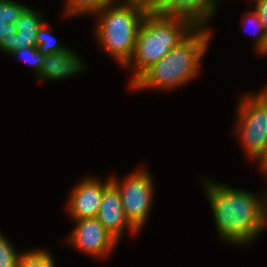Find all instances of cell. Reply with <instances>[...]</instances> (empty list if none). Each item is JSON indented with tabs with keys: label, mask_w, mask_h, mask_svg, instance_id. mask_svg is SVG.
I'll use <instances>...</instances> for the list:
<instances>
[{
	"label": "cell",
	"mask_w": 267,
	"mask_h": 267,
	"mask_svg": "<svg viewBox=\"0 0 267 267\" xmlns=\"http://www.w3.org/2000/svg\"><path fill=\"white\" fill-rule=\"evenodd\" d=\"M121 196L122 207L130 224L139 231L150 213L153 199V180L145 170H137L128 175L123 182L111 177Z\"/></svg>",
	"instance_id": "obj_6"
},
{
	"label": "cell",
	"mask_w": 267,
	"mask_h": 267,
	"mask_svg": "<svg viewBox=\"0 0 267 267\" xmlns=\"http://www.w3.org/2000/svg\"><path fill=\"white\" fill-rule=\"evenodd\" d=\"M54 258L44 250H31L21 253L18 267H54Z\"/></svg>",
	"instance_id": "obj_15"
},
{
	"label": "cell",
	"mask_w": 267,
	"mask_h": 267,
	"mask_svg": "<svg viewBox=\"0 0 267 267\" xmlns=\"http://www.w3.org/2000/svg\"><path fill=\"white\" fill-rule=\"evenodd\" d=\"M96 218L117 241L126 228L134 234L138 232L126 218L119 190L113 182L104 190Z\"/></svg>",
	"instance_id": "obj_10"
},
{
	"label": "cell",
	"mask_w": 267,
	"mask_h": 267,
	"mask_svg": "<svg viewBox=\"0 0 267 267\" xmlns=\"http://www.w3.org/2000/svg\"><path fill=\"white\" fill-rule=\"evenodd\" d=\"M242 99L238 105L236 132L249 157L256 160L267 143V103L258 94Z\"/></svg>",
	"instance_id": "obj_5"
},
{
	"label": "cell",
	"mask_w": 267,
	"mask_h": 267,
	"mask_svg": "<svg viewBox=\"0 0 267 267\" xmlns=\"http://www.w3.org/2000/svg\"><path fill=\"white\" fill-rule=\"evenodd\" d=\"M28 7L12 0H0V50L12 53L18 30L14 23Z\"/></svg>",
	"instance_id": "obj_12"
},
{
	"label": "cell",
	"mask_w": 267,
	"mask_h": 267,
	"mask_svg": "<svg viewBox=\"0 0 267 267\" xmlns=\"http://www.w3.org/2000/svg\"><path fill=\"white\" fill-rule=\"evenodd\" d=\"M205 187L221 238L240 245L258 237L267 225V191L265 197L259 198L223 183L205 181Z\"/></svg>",
	"instance_id": "obj_1"
},
{
	"label": "cell",
	"mask_w": 267,
	"mask_h": 267,
	"mask_svg": "<svg viewBox=\"0 0 267 267\" xmlns=\"http://www.w3.org/2000/svg\"><path fill=\"white\" fill-rule=\"evenodd\" d=\"M137 1L152 9L160 0H137Z\"/></svg>",
	"instance_id": "obj_22"
},
{
	"label": "cell",
	"mask_w": 267,
	"mask_h": 267,
	"mask_svg": "<svg viewBox=\"0 0 267 267\" xmlns=\"http://www.w3.org/2000/svg\"><path fill=\"white\" fill-rule=\"evenodd\" d=\"M244 16L245 17H243V20H245V22L247 21V23L251 25H254L256 28L255 29L256 33H260L256 39L255 48L257 49L259 53L265 54L266 44H267V31L264 28V25L262 24L261 20L259 19L258 14L254 10V11L249 12L247 15L244 14Z\"/></svg>",
	"instance_id": "obj_18"
},
{
	"label": "cell",
	"mask_w": 267,
	"mask_h": 267,
	"mask_svg": "<svg viewBox=\"0 0 267 267\" xmlns=\"http://www.w3.org/2000/svg\"><path fill=\"white\" fill-rule=\"evenodd\" d=\"M217 0H160L152 10L163 16L188 19L195 27H204L215 14Z\"/></svg>",
	"instance_id": "obj_9"
},
{
	"label": "cell",
	"mask_w": 267,
	"mask_h": 267,
	"mask_svg": "<svg viewBox=\"0 0 267 267\" xmlns=\"http://www.w3.org/2000/svg\"><path fill=\"white\" fill-rule=\"evenodd\" d=\"M210 35L205 27H196L162 59L145 70L130 87L167 90L192 80L199 73L200 62L208 47Z\"/></svg>",
	"instance_id": "obj_2"
},
{
	"label": "cell",
	"mask_w": 267,
	"mask_h": 267,
	"mask_svg": "<svg viewBox=\"0 0 267 267\" xmlns=\"http://www.w3.org/2000/svg\"><path fill=\"white\" fill-rule=\"evenodd\" d=\"M9 55L18 56L22 58L27 64H30L36 72V76L39 75L42 65L45 60V56L37 51L36 47H22L14 50Z\"/></svg>",
	"instance_id": "obj_17"
},
{
	"label": "cell",
	"mask_w": 267,
	"mask_h": 267,
	"mask_svg": "<svg viewBox=\"0 0 267 267\" xmlns=\"http://www.w3.org/2000/svg\"><path fill=\"white\" fill-rule=\"evenodd\" d=\"M46 23L44 22L37 33V51L46 56L51 53L60 52L66 49V47L59 44L54 37L51 35L52 33L49 30L50 28L46 27Z\"/></svg>",
	"instance_id": "obj_16"
},
{
	"label": "cell",
	"mask_w": 267,
	"mask_h": 267,
	"mask_svg": "<svg viewBox=\"0 0 267 267\" xmlns=\"http://www.w3.org/2000/svg\"><path fill=\"white\" fill-rule=\"evenodd\" d=\"M116 0H66V14L77 15L85 13H97L108 5L114 4Z\"/></svg>",
	"instance_id": "obj_14"
},
{
	"label": "cell",
	"mask_w": 267,
	"mask_h": 267,
	"mask_svg": "<svg viewBox=\"0 0 267 267\" xmlns=\"http://www.w3.org/2000/svg\"><path fill=\"white\" fill-rule=\"evenodd\" d=\"M255 11L267 31V0H254Z\"/></svg>",
	"instance_id": "obj_20"
},
{
	"label": "cell",
	"mask_w": 267,
	"mask_h": 267,
	"mask_svg": "<svg viewBox=\"0 0 267 267\" xmlns=\"http://www.w3.org/2000/svg\"><path fill=\"white\" fill-rule=\"evenodd\" d=\"M257 93L267 103V86L263 91Z\"/></svg>",
	"instance_id": "obj_23"
},
{
	"label": "cell",
	"mask_w": 267,
	"mask_h": 267,
	"mask_svg": "<svg viewBox=\"0 0 267 267\" xmlns=\"http://www.w3.org/2000/svg\"><path fill=\"white\" fill-rule=\"evenodd\" d=\"M109 178L101 183L97 178L82 180L72 189L68 199V212L74 220L96 218L105 188L111 183Z\"/></svg>",
	"instance_id": "obj_8"
},
{
	"label": "cell",
	"mask_w": 267,
	"mask_h": 267,
	"mask_svg": "<svg viewBox=\"0 0 267 267\" xmlns=\"http://www.w3.org/2000/svg\"><path fill=\"white\" fill-rule=\"evenodd\" d=\"M84 69L82 59L76 53L66 48L63 51L45 56L44 63L38 75L40 79L60 80L80 73Z\"/></svg>",
	"instance_id": "obj_11"
},
{
	"label": "cell",
	"mask_w": 267,
	"mask_h": 267,
	"mask_svg": "<svg viewBox=\"0 0 267 267\" xmlns=\"http://www.w3.org/2000/svg\"><path fill=\"white\" fill-rule=\"evenodd\" d=\"M76 221V226L68 237V243L89 255L106 256L117 244V240L104 228L97 218Z\"/></svg>",
	"instance_id": "obj_7"
},
{
	"label": "cell",
	"mask_w": 267,
	"mask_h": 267,
	"mask_svg": "<svg viewBox=\"0 0 267 267\" xmlns=\"http://www.w3.org/2000/svg\"><path fill=\"white\" fill-rule=\"evenodd\" d=\"M256 159L259 160L260 169H262L264 173H267V143Z\"/></svg>",
	"instance_id": "obj_21"
},
{
	"label": "cell",
	"mask_w": 267,
	"mask_h": 267,
	"mask_svg": "<svg viewBox=\"0 0 267 267\" xmlns=\"http://www.w3.org/2000/svg\"><path fill=\"white\" fill-rule=\"evenodd\" d=\"M122 1L97 12L100 16L95 31L102 48L124 67L133 54L139 29L150 8L137 0Z\"/></svg>",
	"instance_id": "obj_4"
},
{
	"label": "cell",
	"mask_w": 267,
	"mask_h": 267,
	"mask_svg": "<svg viewBox=\"0 0 267 267\" xmlns=\"http://www.w3.org/2000/svg\"><path fill=\"white\" fill-rule=\"evenodd\" d=\"M195 28L186 18L163 16L150 9L139 29L133 54L124 66L129 68L134 62L133 68L136 72L132 76L131 84Z\"/></svg>",
	"instance_id": "obj_3"
},
{
	"label": "cell",
	"mask_w": 267,
	"mask_h": 267,
	"mask_svg": "<svg viewBox=\"0 0 267 267\" xmlns=\"http://www.w3.org/2000/svg\"><path fill=\"white\" fill-rule=\"evenodd\" d=\"M42 18L36 10L29 7L23 12L14 23L15 28L18 30L15 40V50L22 47L37 46V33L40 26L45 22Z\"/></svg>",
	"instance_id": "obj_13"
},
{
	"label": "cell",
	"mask_w": 267,
	"mask_h": 267,
	"mask_svg": "<svg viewBox=\"0 0 267 267\" xmlns=\"http://www.w3.org/2000/svg\"><path fill=\"white\" fill-rule=\"evenodd\" d=\"M0 233V267H18V254L9 240Z\"/></svg>",
	"instance_id": "obj_19"
}]
</instances>
